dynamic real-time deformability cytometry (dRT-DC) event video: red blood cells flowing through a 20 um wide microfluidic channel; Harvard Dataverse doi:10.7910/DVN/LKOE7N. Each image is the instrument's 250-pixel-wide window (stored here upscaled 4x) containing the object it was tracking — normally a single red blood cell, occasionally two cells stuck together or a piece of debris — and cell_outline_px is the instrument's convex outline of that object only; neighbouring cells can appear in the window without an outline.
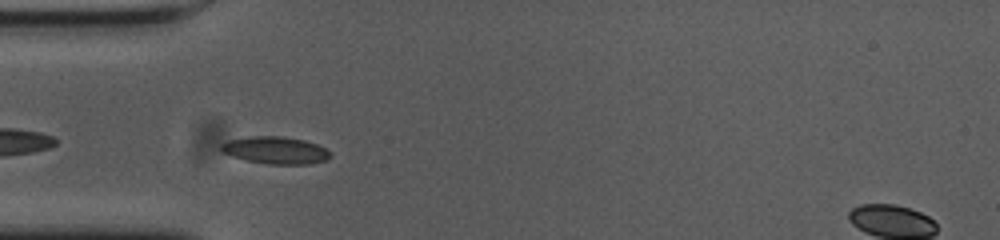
{"species": "common noctule bat (a hibernating species)", "species_latin": "Nyctalus noctula", "temperature_condition": "cold", "stored_images_in_passage": 43, "segment_of_instrument_passage": [1, 2], "camera_frame_rate_fps": 3000, "um_per_image_px": 0.085, "animal": {"sex": "female", "body_mass_g": 23.0, "forearm_length_mm": 53.4}, "frame": {"image": 1, "passage_image": 3, "time_ms": 0.667, "image_size_px": [1000, 240], "cell_outline_px": [[332, 156], [324, 160], [308, 164], [268, 164], [248, 160], [232, 156], [220, 152], [220, 144], [228, 140], [248, 136], [284, 136], [304, 140], [316, 144], [332, 152]], "centroid_in_image_um": [23.39, 12.76], "position_along_channel_um": 61.6, "area_um2": 17.4}}
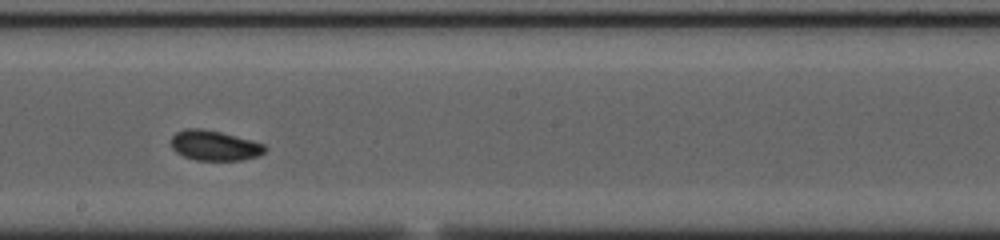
{"frame": {"image": 2, "passage_image": 17, "time_ms": 5.333, "image_size_px": [1000, 240], "cell_outline_px": [[268, 148], [264, 152], [256, 156], [240, 160], [196, 160], [184, 156], [176, 152], [172, 148], [172, 136], [176, 132], [184, 128], [200, 128], [220, 132], [264, 144]], "centroid_in_image_um": [18.2, 12.36], "position_along_channel_um": 230.0, "area_um2": 16.24}}
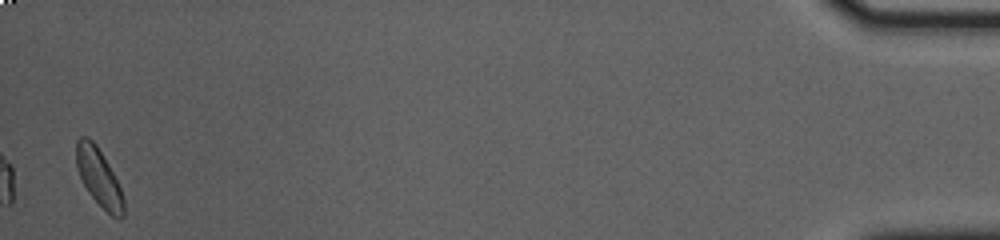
{"frame": {"image": 3, "passage_image": 41, "time_ms": 13.333, "image_size_px": [1000, 240], "cell_outline_px": [[124, 216], [120, 220], [112, 216], [88, 192], [76, 168], [76, 140], [80, 136], [88, 136], [96, 144], [108, 164], [120, 188], [124, 200]], "centroid_in_image_um": [8.39, 15.05], "position_along_channel_um": 426.8, "area_um2": 15.72}}